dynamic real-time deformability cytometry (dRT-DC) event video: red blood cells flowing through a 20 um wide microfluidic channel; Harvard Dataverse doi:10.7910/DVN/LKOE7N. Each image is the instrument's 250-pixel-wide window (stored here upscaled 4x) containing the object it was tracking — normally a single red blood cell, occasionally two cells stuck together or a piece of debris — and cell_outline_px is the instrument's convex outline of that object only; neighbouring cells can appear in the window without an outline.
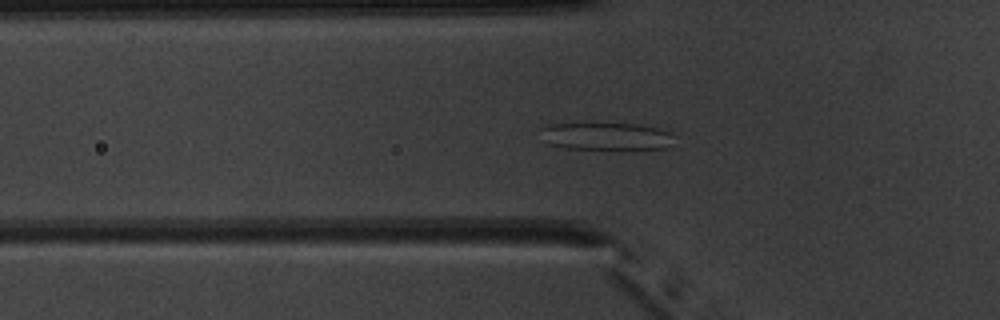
{"species": "common noctule bat (a hibernating species)", "species_latin": "Nyctalus noctula", "temperature_condition": "warm", "stored_images_in_passage": 53, "camera_frame_rate_fps": 3000, "um_per_image_px": 0.085, "animal": {"sex": "male", "body_mass_g": 20.1, "forearm_length_mm": 53.5}, "frame": {"image": 1, "passage_image": 19, "time_ms": 6.0, "image_size_px": [1000, 320], "cell_outline_px": [[676, 136], [664, 148], [632, 152], [568, 148], [548, 144], [540, 128], [548, 124], [636, 124], [656, 128], [672, 132]], "centroid_in_image_um": [51.61, 11.64], "position_along_channel_um": 74.2, "area_um2": 22.08}}
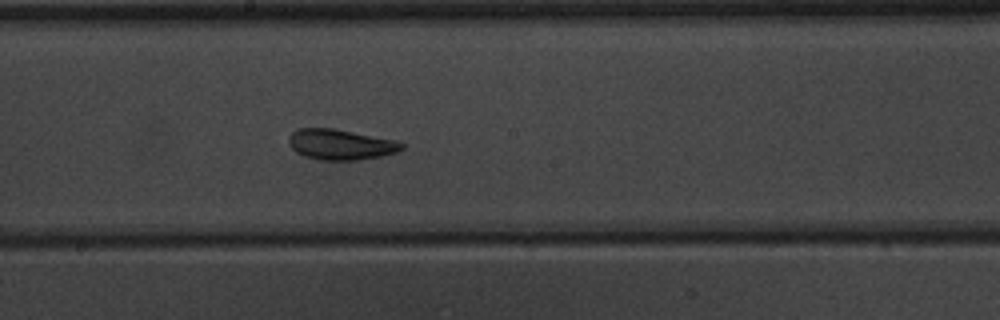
{"frame": {"image": 2, "passage_image": 30, "time_ms": 9.667, "image_size_px": [1000, 320], "cell_outline_px": [[404, 148], [396, 152], [380, 156], [360, 160], [320, 160], [304, 156], [296, 152], [288, 144], [288, 136], [296, 128], [332, 128], [396, 140], [404, 144]], "centroid_in_image_um": [28.92, 12.28], "position_along_channel_um": 219.3, "area_um2": 20.17}}
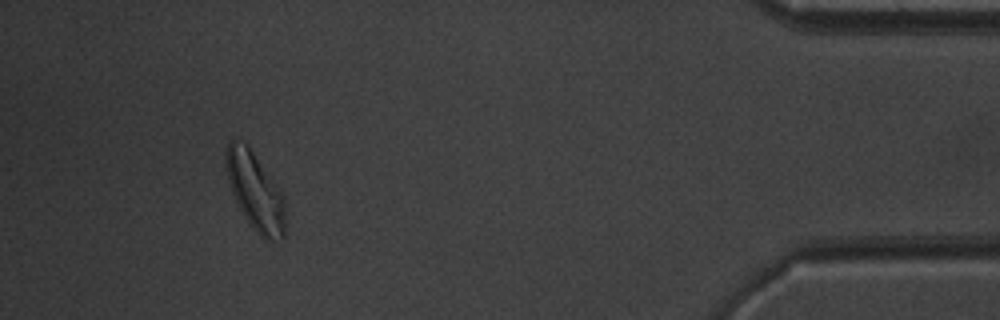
{"frame": {"image": 3, "passage_image": 49, "time_ms": 16.0, "image_size_px": [1000, 320], "cell_outline_px": [[284, 240], [264, 240], [252, 228], [244, 216], [232, 192], [228, 180], [224, 160], [224, 152], [228, 144], [232, 140], [244, 144], [252, 152], [284, 192]], "centroid_in_image_um": [21.71, 16.31], "position_along_channel_um": 413.5, "area_um2": 26.76}, "authors_computed_cell_mechanics": {"area_um2": 22.8888, "velocity_mm_per_s": 3.9377, "shape_relaxation_time_tau1_ms": 4.155, "shape_relaxation_time_tau2_ms": 1.6607, "deformation_change_tau1": 0.1457, "deformation_change_tau2": 0.0834}}